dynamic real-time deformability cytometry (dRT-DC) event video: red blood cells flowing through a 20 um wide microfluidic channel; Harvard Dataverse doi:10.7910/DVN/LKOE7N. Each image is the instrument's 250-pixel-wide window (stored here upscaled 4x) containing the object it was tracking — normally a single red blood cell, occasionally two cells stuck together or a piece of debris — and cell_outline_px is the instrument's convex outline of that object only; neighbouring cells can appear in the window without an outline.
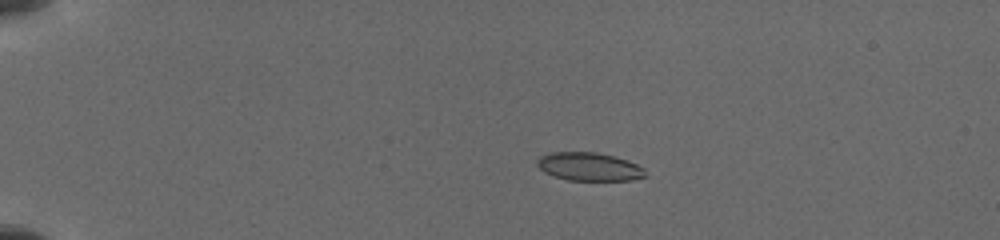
{"species": "common noctule bat (a hibernating species)", "species_latin": "Nyctalus noctula", "temperature_condition": "cold", "stored_images_in_passage": 21, "camera_frame_rate_fps": 3000, "um_per_image_px": 0.085, "animal": {"sex": "female", "body_mass_g": 19.5, "forearm_length_mm": 54.1}, "frame": {"image": 1, "passage_image": 7, "time_ms": 4.0, "image_size_px": [1000, 240], "cell_outline_px": [[648, 176], [628, 180], [568, 180], [544, 172], [536, 164], [536, 160], [540, 156], [552, 152], [596, 152], [628, 160], [644, 168]], "centroid_in_image_um": [50.08, 14.16], "position_along_channel_um": 34.9, "area_um2": 17.74}}
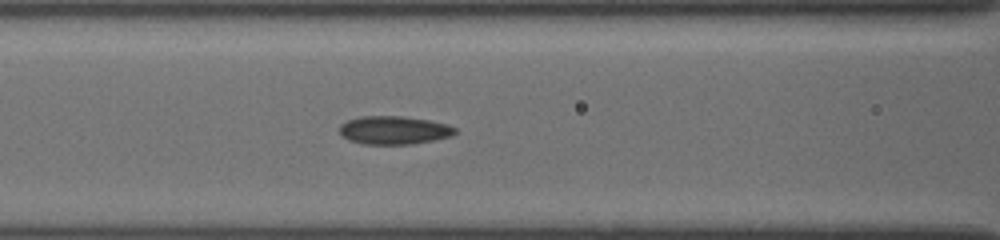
{"frame": {"image": 2, "passage_image": 13, "time_ms": 8.333, "image_size_px": [1000, 240], "cell_outline_px": [[456, 132], [452, 136], [412, 144], [364, 144], [348, 140], [340, 136], [340, 124], [348, 120], [360, 116], [404, 116], [428, 120], [448, 124], [456, 128]], "centroid_in_image_um": [33.47, 11.06], "position_along_channel_um": 133.1, "area_um2": 19.13}}
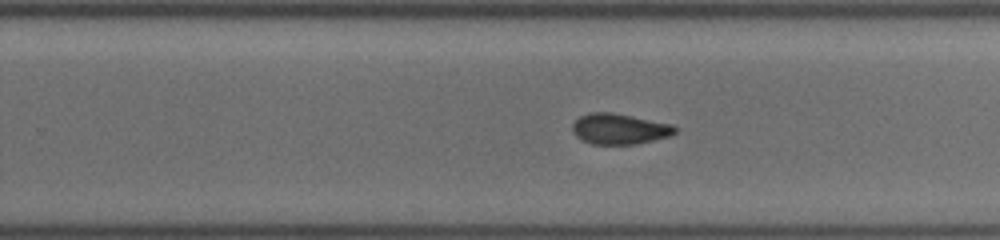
{"frame": {"image": 3, "passage_image": 19, "time_ms": 12.0, "image_size_px": [1000, 240], "cell_outline_px": [[680, 128], [676, 132], [668, 136], [636, 144], [592, 144], [576, 136], [572, 128], [572, 124], [580, 116], [588, 112], [612, 112], [672, 124]], "centroid_in_image_um": [52.66, 10.94], "position_along_channel_um": 277.1, "area_um2": 18.26}}